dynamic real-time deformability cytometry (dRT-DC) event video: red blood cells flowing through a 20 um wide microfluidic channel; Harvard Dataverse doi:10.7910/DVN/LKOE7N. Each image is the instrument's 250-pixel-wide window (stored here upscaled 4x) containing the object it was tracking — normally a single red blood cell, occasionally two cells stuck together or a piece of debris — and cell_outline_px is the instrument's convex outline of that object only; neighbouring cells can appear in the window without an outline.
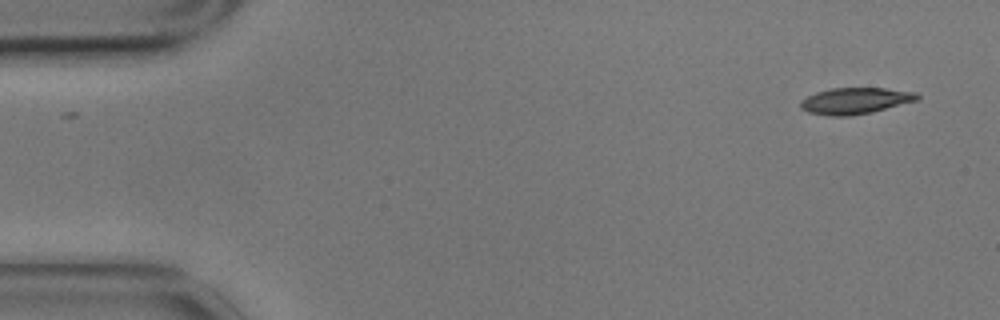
{"species": "common noctule bat (a hibernating species)", "species_latin": "Nyctalus noctula", "temperature_condition": "cold", "stored_images_in_passage": 55, "camera_frame_rate_fps": 3000, "um_per_image_px": 0.085, "animal": {"sex": "male", "body_mass_g": 17.9}, "frame": {"image": 1, "passage_image": 1, "time_ms": 0.0, "image_size_px": [1000, 320], "cell_outline_px": [[920, 100], [872, 112], [848, 116], [828, 116], [808, 112], [800, 108], [800, 100], [816, 92], [832, 88], [884, 88], [916, 92], [920, 96]], "centroid_in_image_um": [72.71, 8.57], "position_along_channel_um": 12.3, "area_um2": 18.03}}
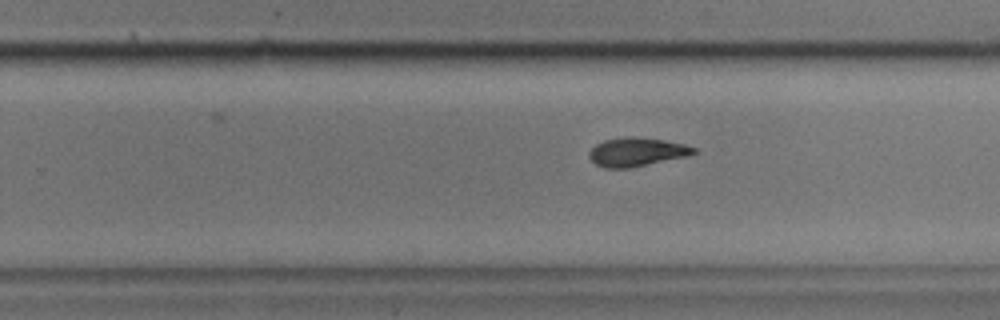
{"frame": {"image": 2, "passage_image": 33, "time_ms": 10.667, "image_size_px": [1000, 320], "cell_outline_px": [[696, 152], [688, 156], [632, 168], [604, 168], [596, 164], [588, 156], [588, 152], [596, 144], [604, 140], [624, 136], [632, 136], [664, 140], [684, 144], [696, 148]], "centroid_in_image_um": [54.11, 12.92], "position_along_channel_um": 275.7, "area_um2": 17.63}}
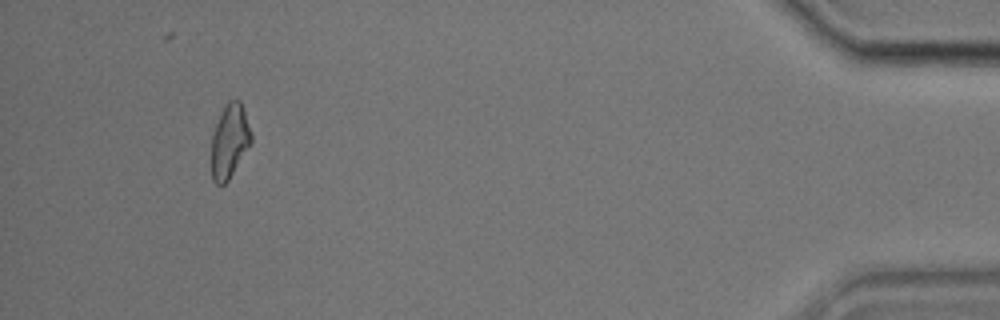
{"frame": {"image": 3, "passage_image": 51, "time_ms": 16.667, "image_size_px": [1000, 320], "cell_outline_px": [[252, 144], [228, 180], [224, 184], [216, 184], [212, 180], [212, 132], [224, 104], [228, 100], [240, 100], [244, 108], [252, 136]], "centroid_in_image_um": [19.53, 11.97], "position_along_channel_um": 415.7, "area_um2": 17.34}, "authors_computed_cell_mechanics": {"area_um2": 17.918, "velocity_mm_per_s": 3.4827, "shape_relaxation_time_tau1_ms": 3.2547, "shape_relaxation_time_tau2_ms": 3.337, "deformation_change_tau1": 0.1276, "deformation_change_tau2": 0.097}}